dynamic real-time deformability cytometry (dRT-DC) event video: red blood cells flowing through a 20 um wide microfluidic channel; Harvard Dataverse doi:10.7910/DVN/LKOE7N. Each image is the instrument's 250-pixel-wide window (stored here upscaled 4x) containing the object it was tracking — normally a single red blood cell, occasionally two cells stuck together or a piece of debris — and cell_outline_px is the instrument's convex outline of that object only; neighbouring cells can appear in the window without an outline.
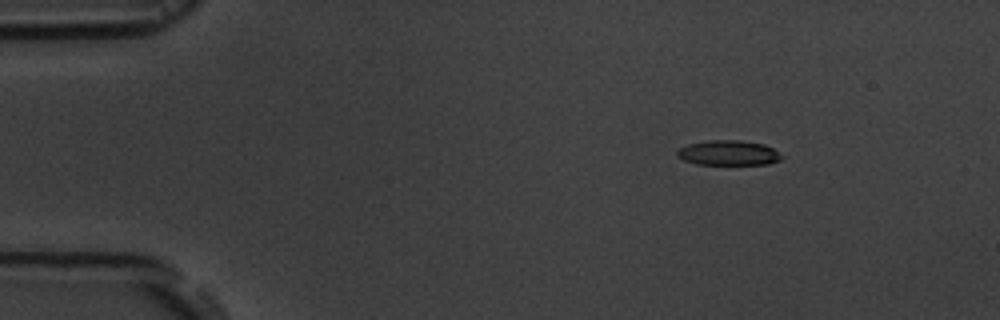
{"species": "common noctule bat (a hibernating species)", "species_latin": "Nyctalus noctula", "temperature_condition": "room temperature", "stored_images_in_passage": 6, "camera_frame_rate_fps": 3000, "um_per_image_px": 0.085, "animal": {"sex": "male", "body_mass_g": 19.5, "forearm_length_mm": 54.6}, "frame": {"image": 1, "passage_image": 2, "time_ms": 1.333, "image_size_px": [1000, 320], "cell_outline_px": [[784, 156], [780, 160], [768, 164], [696, 164], [684, 160], [676, 156], [676, 152], [680, 148], [688, 144], [708, 140], [740, 140], [764, 144], [772, 148]], "centroid_in_image_um": [61.92, 12.99], "position_along_channel_um": 23.1, "area_um2": 15.2}}
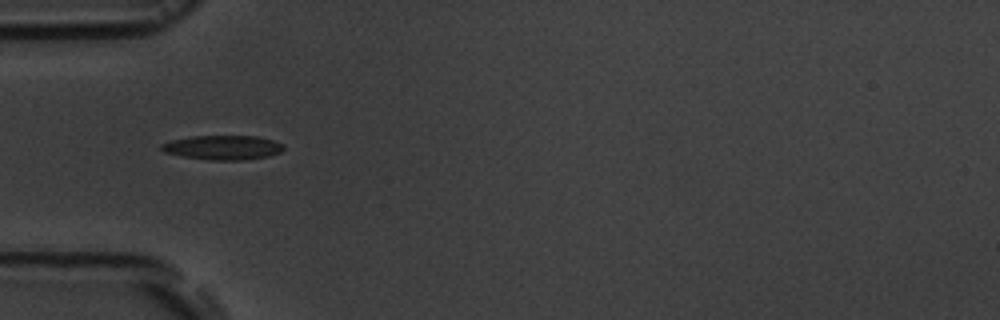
{"frame": {"image": 2, "passage_image": 5, "time_ms": 4.667, "image_size_px": [1000, 320], "cell_outline_px": [[284, 148], [280, 152], [268, 156], [244, 160], [208, 160], [180, 156], [164, 152], [160, 148], [160, 144], [172, 140], [192, 136], [256, 136], [272, 140], [284, 144]], "centroid_in_image_um": [18.92, 12.54], "position_along_channel_um": 66.1, "area_um2": 17.4}}
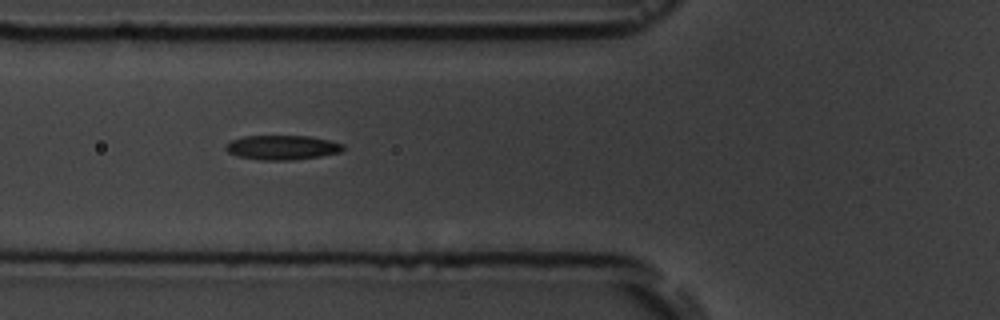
{"frame": {"image": 3, "passage_image": 6, "time_ms": 5.667, "image_size_px": [1000, 320], "cell_outline_px": [[344, 148], [340, 152], [320, 156], [292, 160], [260, 160], [236, 156], [228, 152], [224, 148], [224, 144], [232, 140], [244, 136], [308, 136], [332, 140], [344, 144]], "centroid_in_image_um": [23.97, 12.53], "position_along_channel_um": 101.8, "area_um2": 16.88}}